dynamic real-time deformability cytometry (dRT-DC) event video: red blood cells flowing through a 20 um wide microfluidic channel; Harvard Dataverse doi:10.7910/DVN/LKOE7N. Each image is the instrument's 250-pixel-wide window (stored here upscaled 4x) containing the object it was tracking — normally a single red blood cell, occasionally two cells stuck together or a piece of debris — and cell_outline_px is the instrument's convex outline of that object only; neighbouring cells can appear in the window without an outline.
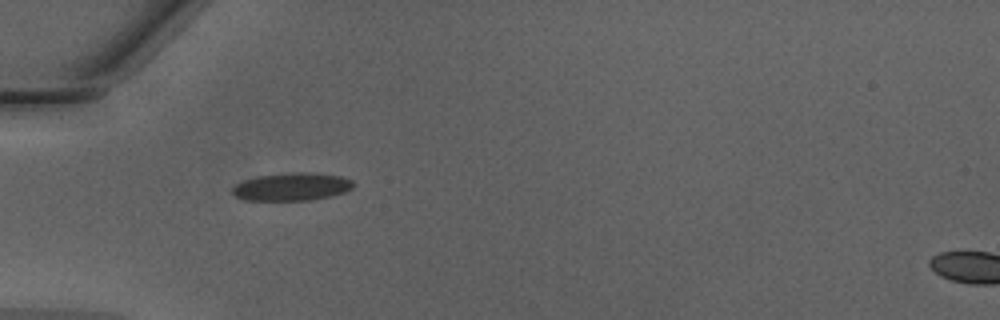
{"species": "Egyptian fruit bat (a non-hibernating species)", "species_latin": "Rousettus aegyptiacus", "temperature_condition": "warm", "stored_images_in_passage": 29, "camera_frame_rate_fps": 3000, "um_per_image_px": 0.085, "animal": {"sex": "male"}, "frame": {"image": 1, "passage_image": 1, "time_ms": 0.0, "image_size_px": [1000, 320], "cell_outline_px": [[356, 184], [352, 188], [344, 192], [332, 196], [308, 200], [244, 200], [236, 196], [232, 192], [232, 188], [236, 184], [244, 180], [256, 176], [300, 172], [304, 172], [340, 176], [352, 180]], "centroid_in_image_um": [24.81, 15.88], "position_along_channel_um": 60.2, "area_um2": 19.48}}
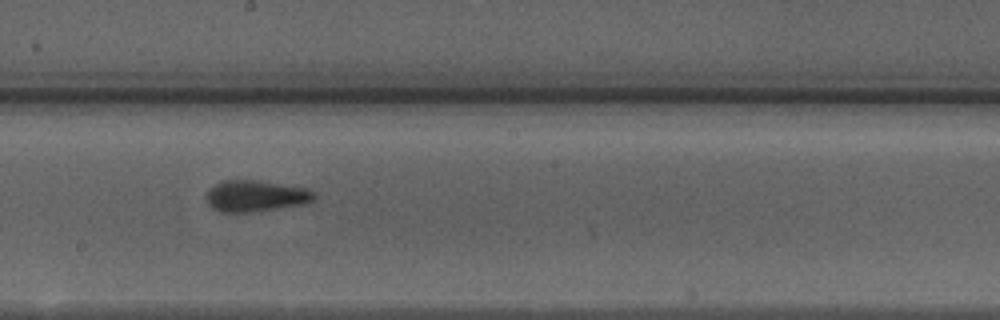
{"frame": {"image": 2, "passage_image": 13, "time_ms": 4.0, "image_size_px": [1000, 320], "cell_outline_px": [[316, 196], [312, 200], [304, 204], [248, 212], [220, 212], [212, 208], [208, 204], [204, 196], [216, 184], [224, 180], [252, 180], [304, 188], [316, 192]], "centroid_in_image_um": [21.69, 16.67], "position_along_channel_um": 226.5, "area_um2": 19.31}}
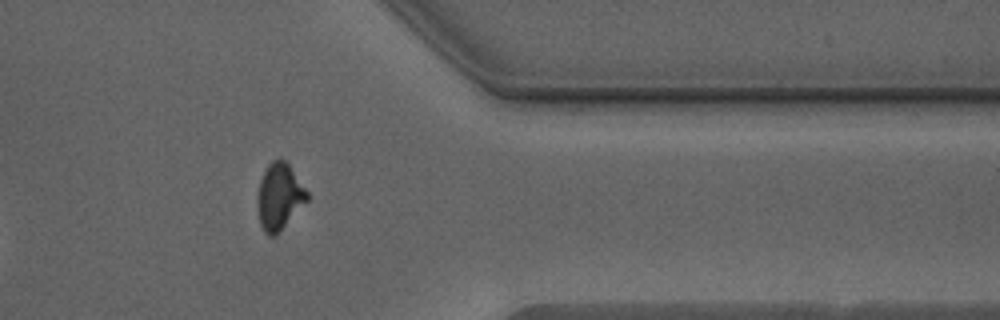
{"frame": {"image": 3, "passage_image": 25, "time_ms": 8.0, "image_size_px": [1000, 320], "cell_outline_px": [[308, 200], [276, 236], [268, 236], [264, 232], [260, 224], [256, 200], [256, 196], [260, 180], [268, 164], [272, 160], [284, 160], [288, 164], [308, 192]], "centroid_in_image_um": [23.72, 16.74], "position_along_channel_um": 387.7, "area_um2": 19.19}, "authors_computed_cell_mechanics": {"area_um2": 19.2474, "velocity_mm_per_s": 4.3133, "shape_relaxation_time_tau1_ms": 5.246, "shape_relaxation_time_tau2_ms": 1.4019, "deformation_change_tau1": 0.1804, "deformation_change_tau2": 0.103}}